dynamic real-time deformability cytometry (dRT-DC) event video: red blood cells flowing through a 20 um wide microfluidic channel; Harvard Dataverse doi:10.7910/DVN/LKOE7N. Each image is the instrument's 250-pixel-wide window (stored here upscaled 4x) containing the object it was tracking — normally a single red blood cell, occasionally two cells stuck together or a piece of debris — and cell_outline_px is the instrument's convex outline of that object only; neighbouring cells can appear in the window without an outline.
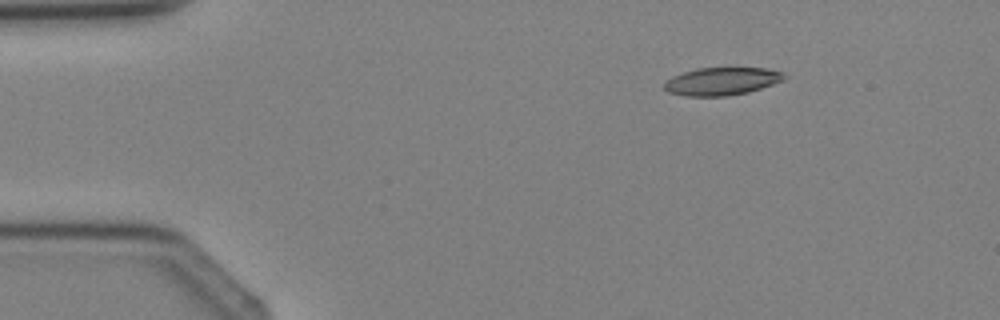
{"species": "Egyptian fruit bat (a non-hibernating species)", "species_latin": "Rousettus aegyptiacus", "temperature_condition": "cold", "stored_images_in_passage": 3, "camera_frame_rate_fps": 3000, "um_per_image_px": 0.085, "animal": {"sex": "female"}, "frame": {"image": 1, "passage_image": 1, "time_ms": 0.0, "image_size_px": [1000, 320], "cell_outline_px": [[788, 76], [784, 80], [748, 92], [728, 96], [684, 96], [668, 92], [664, 88], [664, 84], [672, 76], [696, 68], [768, 68], [784, 72]], "centroid_in_image_um": [61.38, 6.91], "position_along_channel_um": 23.6, "area_um2": 19.48}}